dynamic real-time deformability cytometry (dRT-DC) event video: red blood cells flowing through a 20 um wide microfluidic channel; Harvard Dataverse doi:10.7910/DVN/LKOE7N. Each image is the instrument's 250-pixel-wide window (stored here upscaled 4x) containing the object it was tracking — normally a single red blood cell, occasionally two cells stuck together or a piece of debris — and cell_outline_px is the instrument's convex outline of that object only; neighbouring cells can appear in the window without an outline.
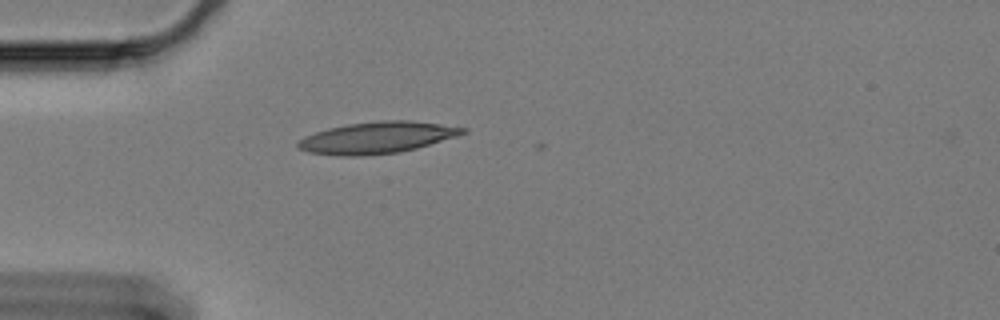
{"species": "Egyptian fruit bat (a non-hibernating species)", "species_latin": "Rousettus aegyptiacus", "temperature_condition": "cold", "stored_images_in_passage": 2, "camera_frame_rate_fps": 3000, "um_per_image_px": 0.085, "animal": {"sex": "female"}, "frame": {"image": 1, "passage_image": 1, "time_ms": 0.0, "image_size_px": [1000, 320], "cell_outline_px": [[468, 132], [456, 136], [416, 148], [400, 152], [364, 156], [336, 156], [308, 152], [296, 148], [296, 144], [304, 136], [328, 128], [348, 124], [380, 120], [408, 120], [440, 124], [468, 128]], "centroid_in_image_um": [32.02, 11.7], "position_along_channel_um": 53.0, "area_um2": 30.4}}